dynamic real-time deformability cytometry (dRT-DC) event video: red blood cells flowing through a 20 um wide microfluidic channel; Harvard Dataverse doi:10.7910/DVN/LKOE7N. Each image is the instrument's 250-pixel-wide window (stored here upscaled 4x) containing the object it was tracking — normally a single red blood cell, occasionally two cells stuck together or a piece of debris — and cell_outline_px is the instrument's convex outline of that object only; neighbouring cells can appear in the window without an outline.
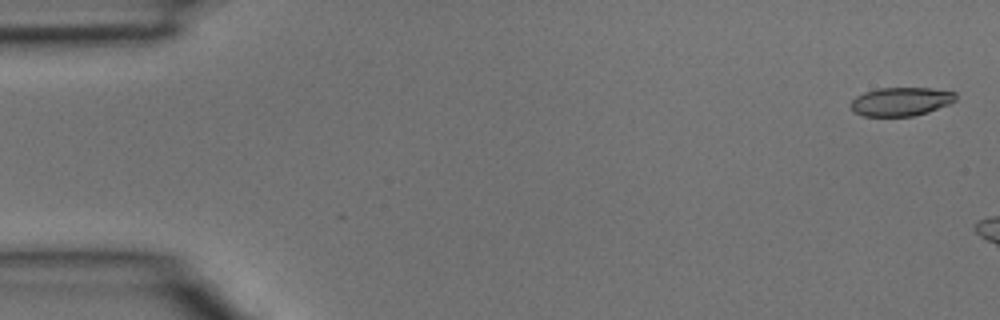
{"species": "common noctule bat (a hibernating species)", "species_latin": "Nyctalus noctula", "temperature_condition": "room temperature", "stored_images_in_passage": 5, "camera_frame_rate_fps": 3000, "um_per_image_px": 0.085, "animal": {"sex": "male", "body_mass_g": 15.6}, "frame": {"image": 1, "passage_image": 1, "time_ms": 0.0, "image_size_px": [1000, 320], "cell_outline_px": [[956, 100], [948, 104], [928, 112], [912, 116], [864, 116], [856, 112], [852, 108], [852, 100], [856, 96], [864, 92], [880, 88], [932, 88], [956, 92]], "centroid_in_image_um": [76.61, 8.62], "position_along_channel_um": 8.4, "area_um2": 17.34}}